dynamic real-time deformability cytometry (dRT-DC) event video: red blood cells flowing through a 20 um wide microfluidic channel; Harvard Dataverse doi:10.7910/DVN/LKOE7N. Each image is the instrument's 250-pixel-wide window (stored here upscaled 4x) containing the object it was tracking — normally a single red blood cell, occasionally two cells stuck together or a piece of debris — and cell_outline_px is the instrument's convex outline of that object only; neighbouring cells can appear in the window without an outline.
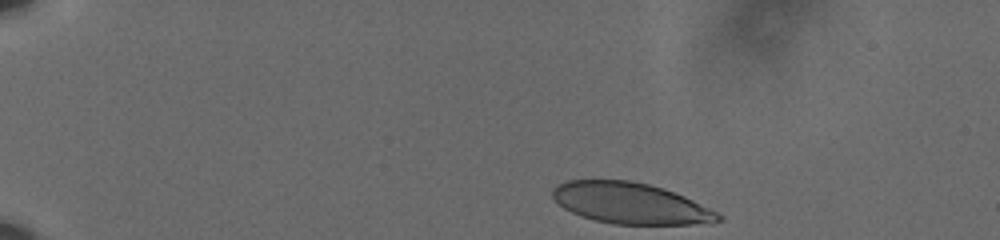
{"species": "human", "species_latin": "Homo sapiens", "temperature_condition": "cold", "stored_images_in_passage": 43, "camera_frame_rate_fps": 3000, "um_per_image_px": 0.085, "donor": {"sex": "male"}, "frame": {"image": 1, "passage_image": 1, "time_ms": 0.0, "image_size_px": [1000, 240], "cell_outline_px": [[724, 220], [708, 224], [612, 224], [592, 220], [580, 216], [564, 208], [552, 196], [552, 188], [568, 180], [628, 180], [648, 184], [684, 196], [724, 216]], "centroid_in_image_um": [53.6, 17.29], "position_along_channel_um": 31.4, "area_um2": 39.48}}
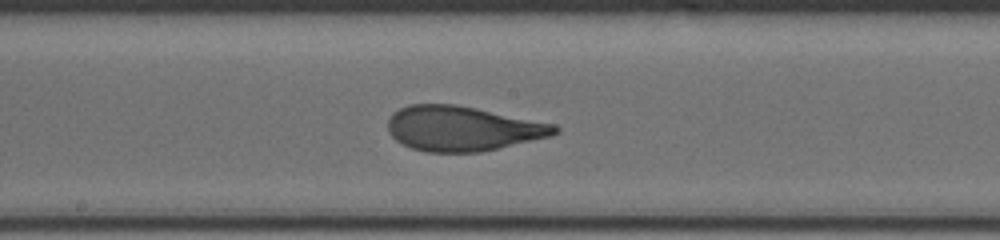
{"frame": {"image": 2, "passage_image": 24, "time_ms": 7.667, "image_size_px": [1000, 240], "cell_outline_px": [[560, 132], [552, 136], [500, 148], [480, 152], [428, 152], [412, 148], [396, 140], [388, 132], [388, 120], [392, 112], [408, 104], [456, 104], [556, 124], [560, 128]], "centroid_in_image_um": [39.34, 10.92], "position_along_channel_um": 208.9, "area_um2": 43.81}}
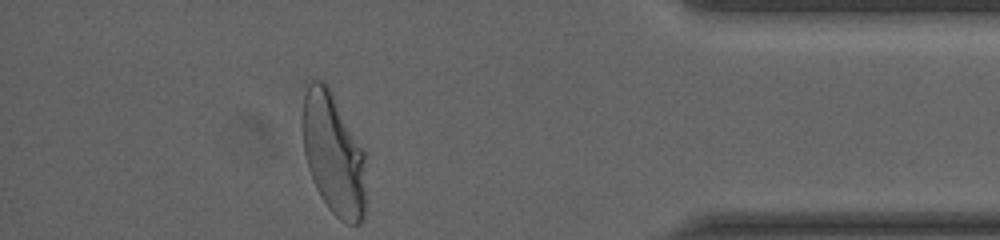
{"frame": {"image": 3, "passage_image": 43, "time_ms": 14.0, "image_size_px": [1000, 240], "cell_outline_px": [[364, 216], [360, 224], [348, 224], [340, 220], [328, 208], [320, 196], [312, 180], [308, 168], [304, 152], [304, 92], [308, 84], [312, 80], [320, 80], [328, 84], [364, 152]], "centroid_in_image_um": [28.34, 13.11], "position_along_channel_um": 406.9, "area_um2": 44.39}, "authors_computed_cell_mechanics": {"area_um2": 43.4078, "velocity_mm_per_s": 3.5933, "shape_relaxation_time_tau1_ms": 4.3469, "shape_relaxation_time_tau2_ms": null, "deformation_change_tau1": 0.2046, "deformation_change_tau2": null}}